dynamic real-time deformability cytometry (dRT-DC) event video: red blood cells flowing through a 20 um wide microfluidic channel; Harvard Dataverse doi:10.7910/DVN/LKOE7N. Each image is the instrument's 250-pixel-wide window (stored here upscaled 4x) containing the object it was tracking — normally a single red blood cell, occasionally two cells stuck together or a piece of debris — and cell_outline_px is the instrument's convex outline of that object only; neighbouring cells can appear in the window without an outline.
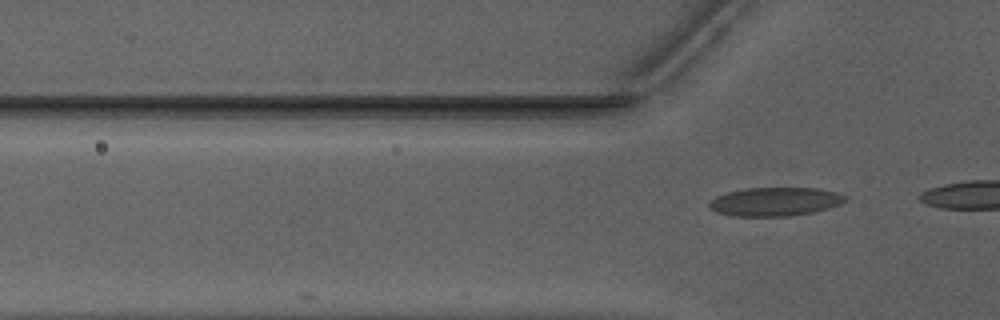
{"species": "Egyptian fruit bat (a non-hibernating species)", "species_latin": "Rousettus aegyptiacus", "temperature_condition": "warm", "stored_images_in_passage": 3, "camera_frame_rate_fps": 3000, "um_per_image_px": 0.085, "animal": {"sex": "male"}, "frame": {"image": 1, "passage_image": 3, "time_ms": 0.667, "image_size_px": [1000, 320], "cell_outline_px": [[848, 200], [840, 204], [816, 212], [788, 216], [732, 216], [716, 212], [708, 208], [708, 200], [716, 196], [728, 192], [744, 188], [820, 188], [836, 192], [848, 196]], "centroid_in_image_um": [65.88, 17.14], "position_along_channel_um": 59.9, "area_um2": 23.06}}